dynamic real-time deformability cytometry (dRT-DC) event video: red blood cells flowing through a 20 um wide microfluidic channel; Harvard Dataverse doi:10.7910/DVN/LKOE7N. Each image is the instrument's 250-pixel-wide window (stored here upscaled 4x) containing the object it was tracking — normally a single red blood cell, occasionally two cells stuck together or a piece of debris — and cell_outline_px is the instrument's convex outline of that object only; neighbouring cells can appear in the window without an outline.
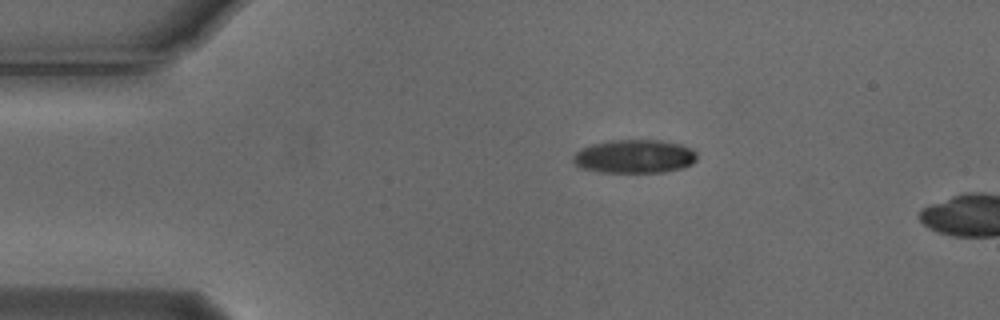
{"species": "Egyptian fruit bat (a non-hibernating species)", "species_latin": "Rousettus aegyptiacus", "temperature_condition": "cold", "stored_images_in_passage": 3, "camera_frame_rate_fps": 3000, "um_per_image_px": 0.085, "animal": {"sex": "male"}, "frame": {"image": 1, "passage_image": 1, "time_ms": 0.0, "image_size_px": [1000, 320], "cell_outline_px": [[696, 160], [692, 164], [684, 168], [664, 172], [600, 172], [580, 168], [572, 160], [572, 156], [580, 148], [592, 144], [608, 140], [660, 140], [680, 144], [692, 148], [696, 152]], "centroid_in_image_um": [53.93, 13.29], "position_along_channel_um": 31.1, "area_um2": 24.45}}